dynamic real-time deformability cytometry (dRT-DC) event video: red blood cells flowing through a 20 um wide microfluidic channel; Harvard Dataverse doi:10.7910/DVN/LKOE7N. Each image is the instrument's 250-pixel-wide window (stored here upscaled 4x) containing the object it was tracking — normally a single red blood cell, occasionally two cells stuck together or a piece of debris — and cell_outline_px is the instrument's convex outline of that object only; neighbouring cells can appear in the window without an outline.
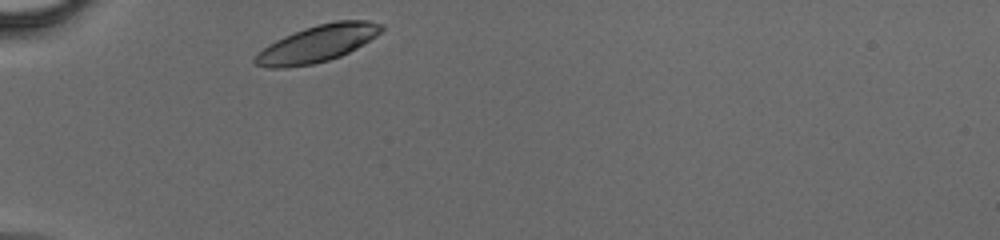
{"species": "human", "species_latin": "Homo sapiens", "temperature_condition": "cold", "stored_images_in_passage": 26, "camera_frame_rate_fps": 3000, "um_per_image_px": 0.085, "donor": {"sex": "male"}, "frame": {"image": 1, "passage_image": 1, "time_ms": 0.0, "image_size_px": [1000, 240], "cell_outline_px": [[384, 28], [376, 36], [356, 48], [340, 56], [328, 60], [312, 64], [284, 68], [268, 68], [256, 64], [252, 60], [256, 52], [268, 44], [284, 36], [304, 28], [336, 20], [364, 20], [384, 24]], "centroid_in_image_um": [26.95, 3.71], "position_along_channel_um": 58.1, "area_um2": 27.05}}
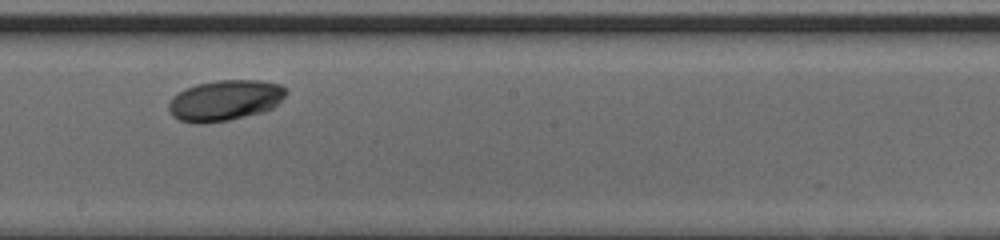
{"frame": {"image": 2, "passage_image": 14, "time_ms": 4.333, "image_size_px": [1000, 240], "cell_outline_px": [[288, 92], [272, 108], [264, 112], [228, 120], [204, 124], [196, 124], [180, 120], [172, 116], [168, 108], [168, 104], [172, 96], [196, 84], [216, 80], [260, 80], [280, 84], [288, 88]], "centroid_in_image_um": [19.13, 8.53], "position_along_channel_um": 229.1, "area_um2": 27.98}}
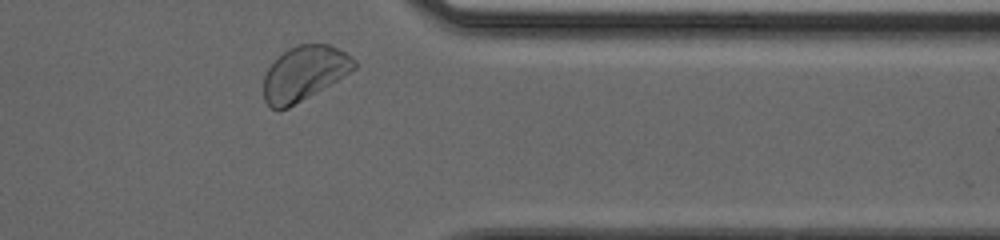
{"frame": {"image": 3, "passage_image": 25, "time_ms": 8.0, "image_size_px": [1000, 240], "cell_outline_px": [[356, 68], [336, 80], [288, 108], [272, 108], [264, 100], [264, 76], [268, 68], [288, 48], [300, 44], [328, 44], [352, 56], [356, 60]], "centroid_in_image_um": [25.86, 6.21], "position_along_channel_um": 385.5, "area_um2": 28.09}}